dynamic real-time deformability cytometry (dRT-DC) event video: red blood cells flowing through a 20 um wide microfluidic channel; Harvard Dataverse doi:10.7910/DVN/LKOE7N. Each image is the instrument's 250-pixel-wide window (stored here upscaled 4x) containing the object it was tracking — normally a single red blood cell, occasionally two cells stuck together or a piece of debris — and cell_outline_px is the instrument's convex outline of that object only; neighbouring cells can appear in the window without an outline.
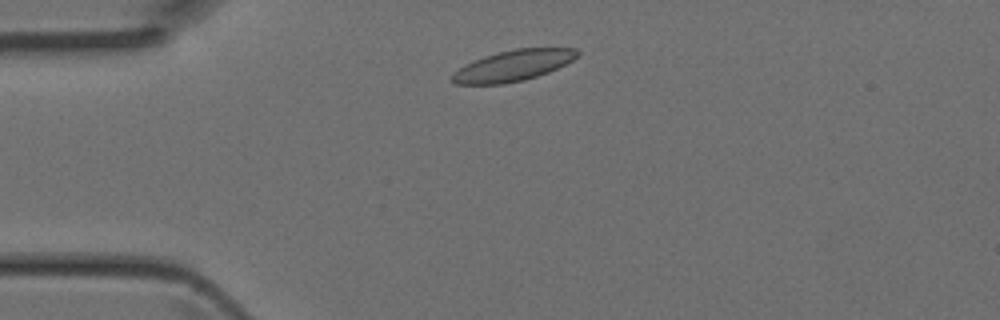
{"species": "Egyptian fruit bat (a non-hibernating species)", "species_latin": "Rousettus aegyptiacus", "temperature_condition": "room temperature", "stored_images_in_passage": 27, "camera_frame_rate_fps": 3000, "um_per_image_px": 0.085, "animal": {"sex": "female"}, "frame": {"image": 1, "passage_image": 2, "time_ms": 0.333, "image_size_px": [1000, 320], "cell_outline_px": [[580, 52], [572, 60], [548, 72], [524, 80], [504, 84], [456, 84], [452, 80], [452, 72], [484, 56], [516, 48], [576, 48]], "centroid_in_image_um": [43.62, 5.58], "position_along_channel_um": 41.4, "area_um2": 22.14}}
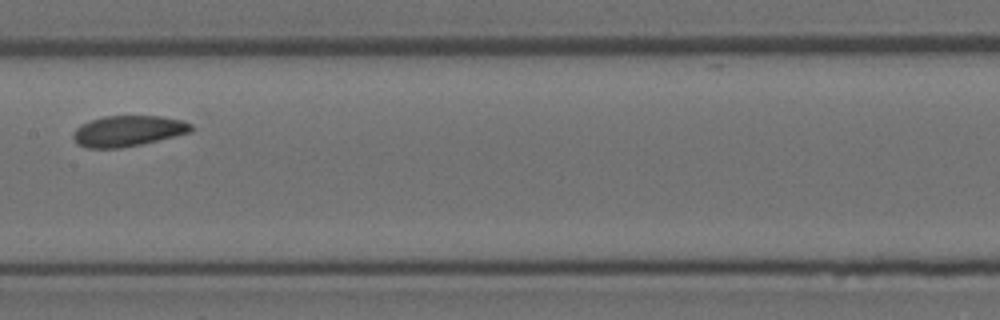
{"frame": {"image": 2, "passage_image": 14, "time_ms": 4.333, "image_size_px": [1000, 320], "cell_outline_px": [[192, 132], [176, 136], [140, 144], [120, 148], [88, 148], [76, 144], [72, 136], [76, 128], [80, 124], [104, 116], [160, 116], [184, 120], [192, 124]], "centroid_in_image_um": [10.88, 11.13], "position_along_channel_um": 196.5, "area_um2": 21.21}}
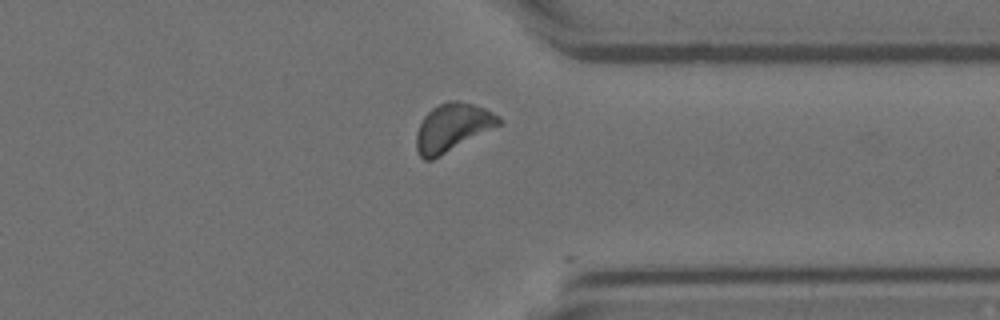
{"frame": {"image": 3, "passage_image": 26, "time_ms": 8.333, "image_size_px": [1000, 320], "cell_outline_px": [[500, 124], [432, 160], [424, 160], [420, 156], [416, 148], [416, 132], [424, 116], [432, 108], [448, 100], [460, 100], [484, 108], [500, 116]], "centroid_in_image_um": [38.42, 10.82], "position_along_channel_um": 373.0, "area_um2": 22.66}}